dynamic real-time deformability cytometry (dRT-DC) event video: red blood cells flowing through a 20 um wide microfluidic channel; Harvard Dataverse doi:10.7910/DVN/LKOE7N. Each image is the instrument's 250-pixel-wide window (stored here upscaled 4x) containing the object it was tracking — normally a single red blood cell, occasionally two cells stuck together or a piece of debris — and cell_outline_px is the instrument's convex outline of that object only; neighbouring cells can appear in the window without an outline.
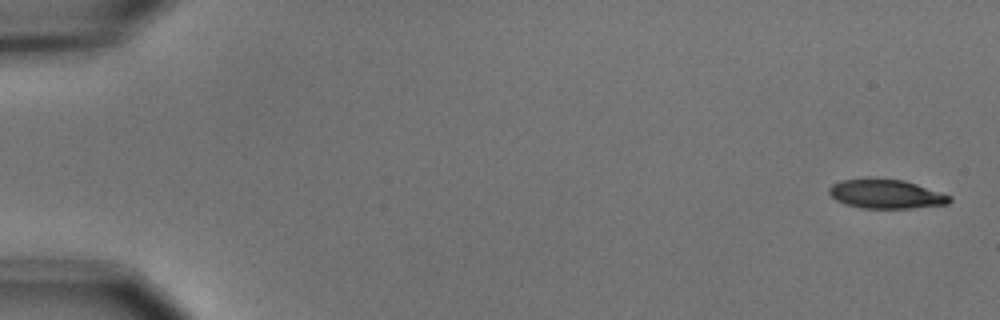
{"species": "common noctule bat (a hibernating species)", "species_latin": "Nyctalus noctula", "temperature_condition": "cold", "stored_images_in_passage": 8, "camera_frame_rate_fps": 3000, "um_per_image_px": 0.085, "animal": {"sex": "male", "body_mass_g": 15.6}, "frame": {"image": 1, "passage_image": 1, "time_ms": 0.0, "image_size_px": [1000, 320], "cell_outline_px": [[952, 200], [948, 204], [912, 208], [864, 208], [844, 204], [836, 200], [828, 192], [828, 188], [832, 184], [840, 180], [904, 180], [952, 196]], "centroid_in_image_um": [75.33, 16.52], "position_along_channel_um": 9.7, "area_um2": 20.0}}
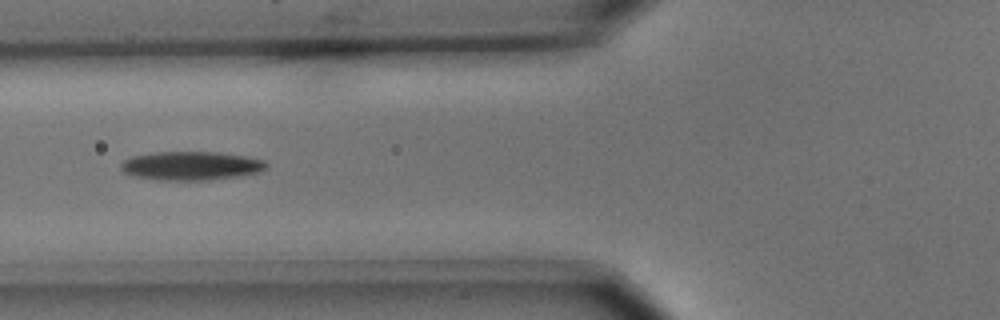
{"frame": {"image": 2, "passage_image": 6, "time_ms": 1.667, "image_size_px": [1000, 320], "cell_outline_px": [[268, 164], [260, 172], [236, 176], [208, 180], [160, 180], [136, 176], [124, 172], [120, 168], [120, 164], [124, 160], [132, 156], [152, 152], [220, 152], [244, 156], [264, 160]], "centroid_in_image_um": [16.22, 14.08], "position_along_channel_um": 109.6, "area_um2": 24.22}}
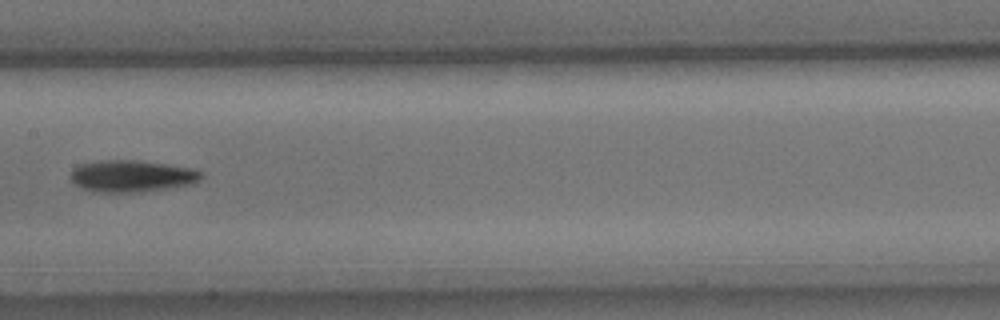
{"frame": {"image": 3, "passage_image": 8, "time_ms": 2.333, "image_size_px": [1000, 320], "cell_outline_px": [[204, 176], [200, 180], [192, 184], [140, 192], [92, 192], [76, 184], [72, 180], [72, 168], [80, 164], [100, 160], [140, 160], [168, 164], [192, 168], [204, 172]], "centroid_in_image_um": [11.24, 14.95], "position_along_channel_um": 196.2, "area_um2": 24.33}}